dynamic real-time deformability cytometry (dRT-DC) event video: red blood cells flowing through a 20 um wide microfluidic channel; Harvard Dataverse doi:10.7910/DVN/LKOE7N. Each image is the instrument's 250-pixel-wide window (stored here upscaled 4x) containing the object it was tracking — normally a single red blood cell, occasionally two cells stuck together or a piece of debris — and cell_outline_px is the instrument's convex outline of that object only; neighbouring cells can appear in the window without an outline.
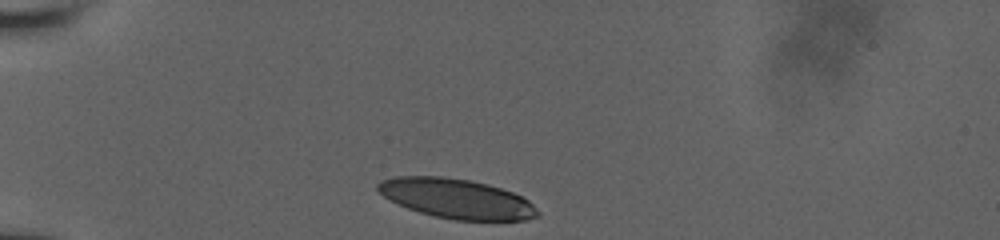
{"species": "human", "species_latin": "Homo sapiens", "temperature_condition": "room temperature", "stored_images_in_passage": 9, "camera_frame_rate_fps": 3000, "um_per_image_px": 0.085, "donor": {"sex": "male"}, "frame": {"image": 1, "passage_image": 1, "time_ms": 0.0, "image_size_px": [1000, 240], "cell_outline_px": [[540, 216], [528, 220], [456, 220], [436, 216], [420, 212], [408, 208], [384, 196], [376, 188], [376, 184], [380, 180], [396, 176], [444, 176], [472, 180], [488, 184], [512, 192], [528, 200], [540, 212]], "centroid_in_image_um": [38.83, 16.87], "position_along_channel_um": 46.2, "area_um2": 36.88}}
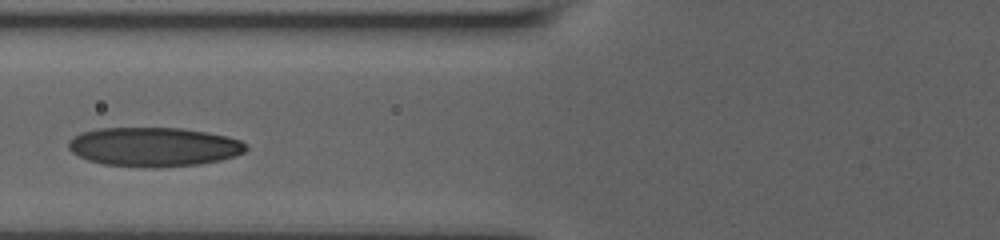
{"frame": {"image": 2, "passage_image": 6, "time_ms": 2.667, "image_size_px": [1000, 240], "cell_outline_px": [[248, 148], [244, 152], [236, 156], [220, 160], [200, 164], [156, 168], [152, 168], [104, 164], [88, 160], [72, 152], [68, 148], [68, 140], [72, 136], [80, 132], [100, 128], [180, 128], [228, 136], [240, 140], [248, 144]], "centroid_in_image_um": [13.08, 12.48], "position_along_channel_um": 112.7, "area_um2": 40.75}}
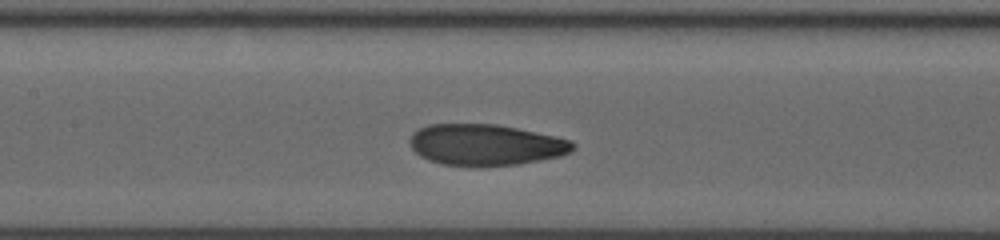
{"frame": {"image": 3, "passage_image": 8, "time_ms": 4.0, "image_size_px": [1000, 240], "cell_outline_px": [[576, 148], [572, 152], [560, 156], [520, 164], [484, 168], [472, 168], [444, 164], [428, 160], [420, 156], [412, 148], [408, 140], [412, 132], [428, 124], [496, 124], [516, 128], [572, 140], [576, 144]], "centroid_in_image_um": [41.28, 12.34], "position_along_channel_um": 166.1, "area_um2": 39.88}}